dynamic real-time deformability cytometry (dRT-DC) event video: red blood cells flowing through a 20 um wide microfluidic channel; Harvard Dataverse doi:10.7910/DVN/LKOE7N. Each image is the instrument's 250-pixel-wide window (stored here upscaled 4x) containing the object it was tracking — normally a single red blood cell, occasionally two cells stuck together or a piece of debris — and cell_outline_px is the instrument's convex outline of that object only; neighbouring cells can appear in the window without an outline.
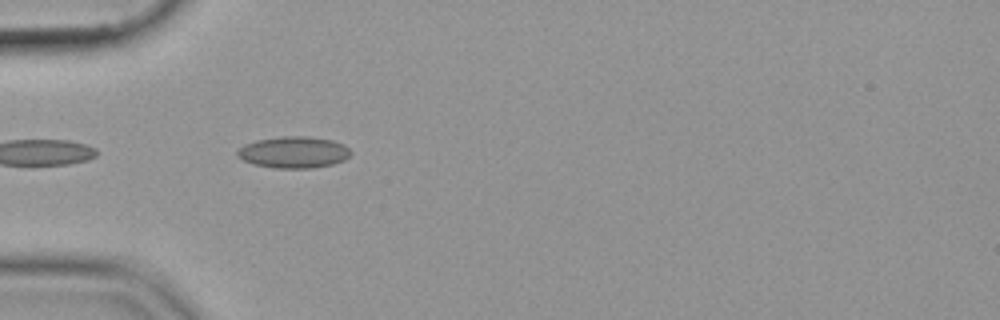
{"species": "common noctule bat (a hibernating species)", "species_latin": "Nyctalus noctula", "temperature_condition": "cold", "stored_images_in_passage": 4, "camera_frame_rate_fps": 3000, "um_per_image_px": 0.085, "animal": {"sex": "female", "body_mass_g": 19.9}, "frame": {"image": 1, "passage_image": 2, "time_ms": 0.333, "image_size_px": [1000, 320], "cell_outline_px": [[352, 152], [344, 160], [332, 164], [312, 168], [272, 168], [252, 164], [236, 156], [236, 152], [244, 144], [256, 140], [284, 136], [304, 136], [332, 140], [344, 144]], "centroid_in_image_um": [24.94, 12.94], "position_along_channel_um": 60.1, "area_um2": 20.87}}